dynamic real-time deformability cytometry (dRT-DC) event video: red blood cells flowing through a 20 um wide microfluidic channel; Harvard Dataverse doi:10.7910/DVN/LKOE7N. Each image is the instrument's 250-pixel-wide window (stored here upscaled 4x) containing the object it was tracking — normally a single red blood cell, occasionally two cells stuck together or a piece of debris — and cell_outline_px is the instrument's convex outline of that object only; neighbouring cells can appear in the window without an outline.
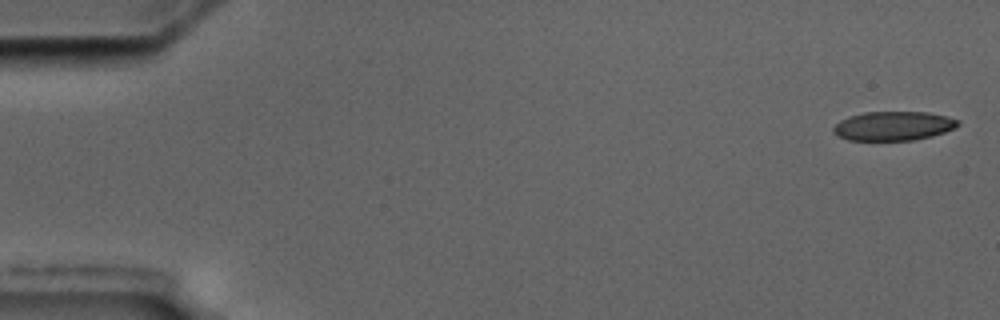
{"species": "common noctule bat (a hibernating species)", "species_latin": "Nyctalus noctula", "temperature_condition": "cold", "stored_images_in_passage": 6, "camera_frame_rate_fps": 3000, "um_per_image_px": 0.085, "animal": {"sex": "male", "body_mass_g": 17.5, "forearm_length_mm": 52.3}, "frame": {"image": 1, "passage_image": 1, "time_ms": 0.0, "image_size_px": [1000, 320], "cell_outline_px": [[960, 124], [944, 132], [932, 136], [916, 140], [848, 140], [832, 132], [832, 128], [840, 120], [848, 116], [864, 112], [928, 112], [948, 116], [960, 120]], "centroid_in_image_um": [75.94, 10.7], "position_along_channel_um": 9.1, "area_um2": 21.21}}
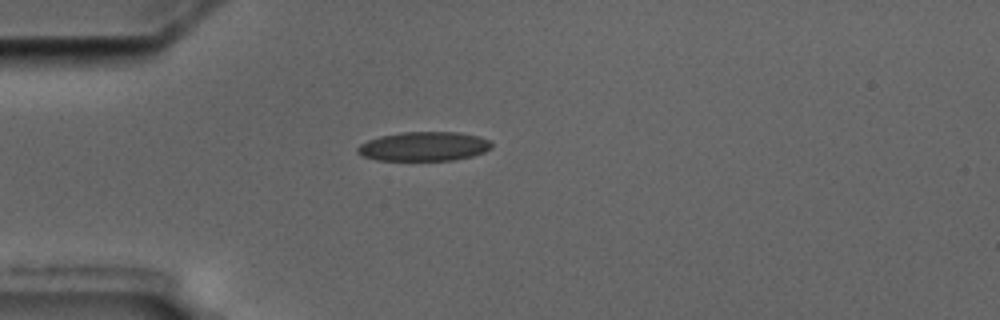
{"frame": {"image": 2, "passage_image": 5, "time_ms": 4.667, "image_size_px": [1000, 320], "cell_outline_px": [[492, 148], [484, 152], [472, 156], [452, 160], [376, 160], [360, 156], [356, 152], [356, 148], [360, 144], [368, 140], [380, 136], [400, 132], [460, 132], [480, 136], [488, 140], [492, 144]], "centroid_in_image_um": [36.01, 12.44], "position_along_channel_um": 49.0, "area_um2": 23.0}}